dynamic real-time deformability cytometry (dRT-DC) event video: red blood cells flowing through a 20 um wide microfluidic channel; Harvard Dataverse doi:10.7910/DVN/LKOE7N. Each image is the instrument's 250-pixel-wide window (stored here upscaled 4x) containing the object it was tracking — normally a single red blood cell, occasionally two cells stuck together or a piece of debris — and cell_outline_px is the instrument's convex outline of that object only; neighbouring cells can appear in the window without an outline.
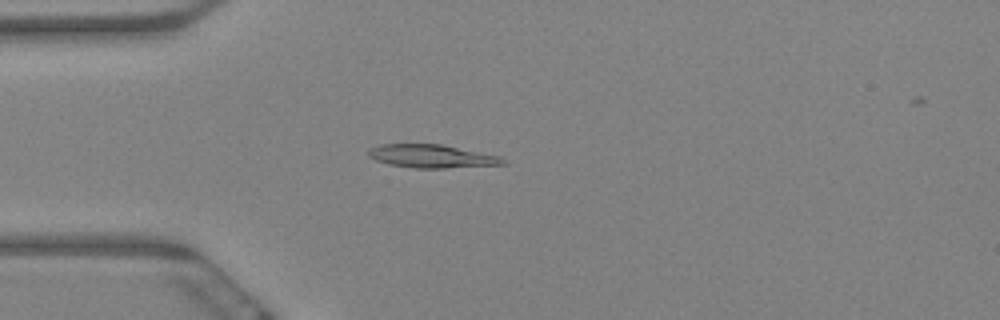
{"species": "Egyptian fruit bat (a non-hibernating species)", "species_latin": "Rousettus aegyptiacus", "temperature_condition": "warm", "stored_images_in_passage": 59, "camera_frame_rate_fps": 3000, "um_per_image_px": 0.085, "animal": {"sex": "female"}, "frame": {"image": 1, "passage_image": 16, "time_ms": 5.0, "image_size_px": [1000, 320], "cell_outline_px": [[508, 164], [444, 168], [412, 168], [388, 164], [376, 160], [368, 156], [368, 152], [372, 148], [380, 144], [440, 144], [500, 156], [508, 160]], "centroid_in_image_um": [36.73, 13.29], "position_along_channel_um": 48.3, "area_um2": 18.21}}
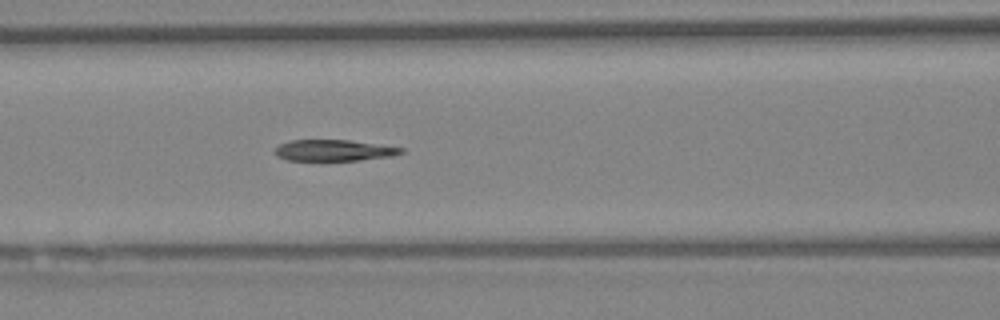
{"frame": {"image": 2, "passage_image": 25, "time_ms": 8.0, "image_size_px": [1000, 320], "cell_outline_px": [[404, 152], [392, 156], [360, 160], [288, 160], [276, 156], [272, 152], [280, 144], [292, 140], [348, 140], [404, 148]], "centroid_in_image_um": [28.35, 12.78], "position_along_channel_um": 138.2, "area_um2": 15.49}}
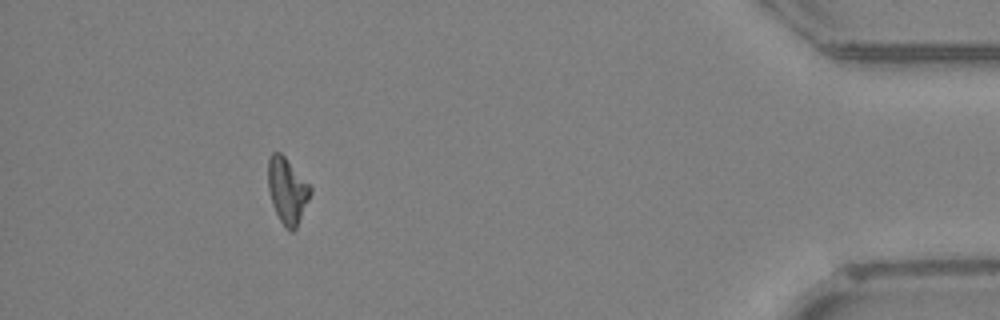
{"frame": {"image": 3, "passage_image": 54, "time_ms": 17.667, "image_size_px": [1000, 320], "cell_outline_px": [[312, 192], [296, 228], [292, 232], [288, 232], [284, 228], [272, 204], [268, 188], [268, 160], [272, 152], [280, 152], [284, 156], [312, 188]], "centroid_in_image_um": [24.41, 16.23], "position_along_channel_um": 410.8, "area_um2": 16.13}, "authors_computed_cell_mechanics": {"area_um2": 17.2244, "velocity_mm_per_s": 3.4305, "shape_relaxation_time_tau1_ms": 10.7034, "shape_relaxation_time_tau2_ms": 4.349, "deformation_change_tau1": 0.2712, "deformation_change_tau2": 0.134}}